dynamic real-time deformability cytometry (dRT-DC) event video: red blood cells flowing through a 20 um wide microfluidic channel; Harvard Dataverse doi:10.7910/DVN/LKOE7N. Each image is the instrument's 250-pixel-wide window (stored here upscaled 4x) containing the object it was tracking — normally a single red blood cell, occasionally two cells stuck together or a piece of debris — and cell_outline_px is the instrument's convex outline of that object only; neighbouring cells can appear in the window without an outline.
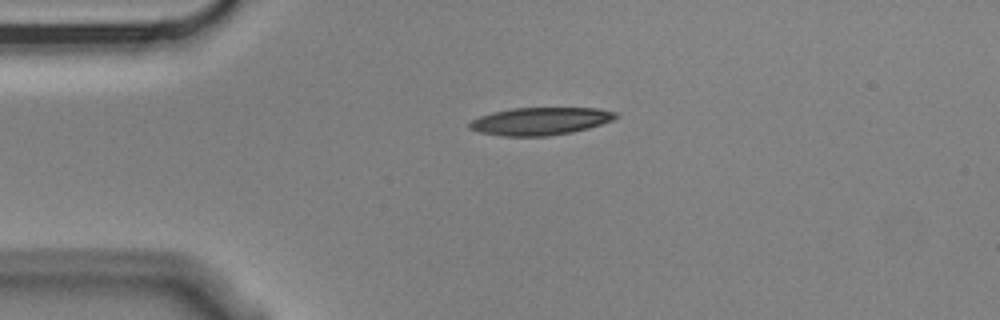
{"species": "Egyptian fruit bat (a non-hibernating species)", "species_latin": "Rousettus aegyptiacus", "temperature_condition": "cold", "stored_images_in_passage": 2, "camera_frame_rate_fps": 3000, "um_per_image_px": 0.085, "animal": {"sex": "male"}, "frame": {"image": 1, "passage_image": 1, "time_ms": 0.0, "image_size_px": [1000, 320], "cell_outline_px": [[616, 116], [612, 120], [588, 128], [572, 132], [544, 136], [504, 136], [480, 132], [468, 128], [468, 124], [472, 120], [480, 116], [492, 112], [512, 108], [600, 108], [616, 112]], "centroid_in_image_um": [45.89, 10.29], "position_along_channel_um": 39.1, "area_um2": 23.35}}